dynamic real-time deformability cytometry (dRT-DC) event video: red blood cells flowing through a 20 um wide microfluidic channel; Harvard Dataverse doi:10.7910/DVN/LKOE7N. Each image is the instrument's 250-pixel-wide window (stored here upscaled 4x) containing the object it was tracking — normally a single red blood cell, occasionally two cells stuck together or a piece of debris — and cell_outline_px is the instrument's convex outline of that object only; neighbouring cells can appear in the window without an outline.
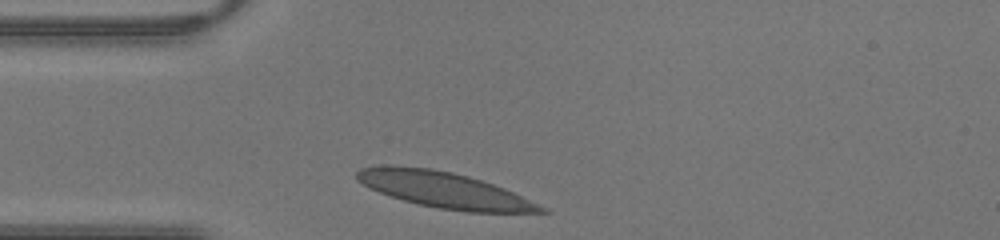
{"species": "human", "species_latin": "Homo sapiens", "temperature_condition": "warm", "stored_images_in_passage": 23, "camera_frame_rate_fps": 3000, "um_per_image_px": 0.085, "donor": {"sex": "male"}, "frame": {"image": 1, "passage_image": 1, "time_ms": 0.0, "image_size_px": [1000, 240], "cell_outline_px": [[548, 212], [468, 212], [440, 208], [420, 204], [404, 200], [368, 188], [356, 180], [356, 172], [360, 168], [384, 164], [392, 164], [432, 168], [452, 172], [468, 176], [504, 188], [548, 208]], "centroid_in_image_um": [37.7, 16.12], "position_along_channel_um": 47.3, "area_um2": 38.44}}
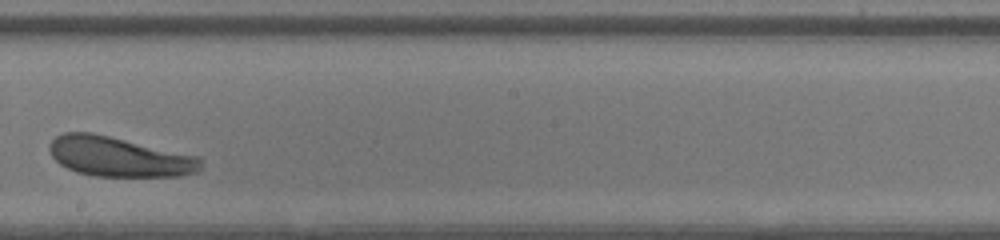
{"frame": {"image": 2, "passage_image": 14, "time_ms": 4.333, "image_size_px": [1000, 240], "cell_outline_px": [[200, 168], [196, 172], [180, 176], [96, 176], [76, 172], [60, 164], [52, 156], [48, 148], [52, 140], [56, 136], [64, 132], [92, 132], [200, 156]], "centroid_in_image_um": [10.11, 13.31], "position_along_channel_um": 238.1, "area_um2": 35.08}}
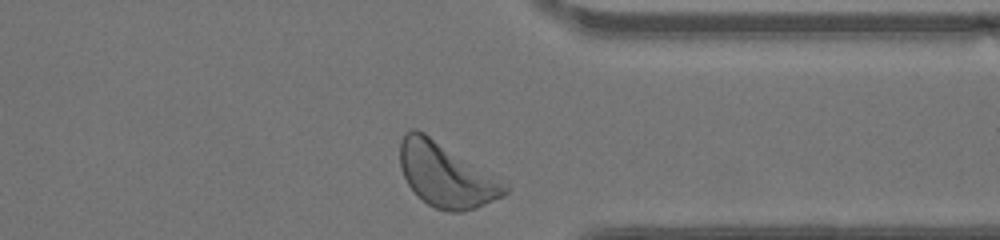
{"frame": {"image": 3, "passage_image": 23, "time_ms": 7.333, "image_size_px": [1000, 240], "cell_outline_px": [[512, 188], [504, 196], [476, 208], [460, 212], [448, 212], [436, 208], [428, 204], [408, 184], [400, 168], [400, 140], [412, 128], [416, 128], [424, 132]], "centroid_in_image_um": [37.9, 14.89], "position_along_channel_um": 373.5, "area_um2": 38.38}}